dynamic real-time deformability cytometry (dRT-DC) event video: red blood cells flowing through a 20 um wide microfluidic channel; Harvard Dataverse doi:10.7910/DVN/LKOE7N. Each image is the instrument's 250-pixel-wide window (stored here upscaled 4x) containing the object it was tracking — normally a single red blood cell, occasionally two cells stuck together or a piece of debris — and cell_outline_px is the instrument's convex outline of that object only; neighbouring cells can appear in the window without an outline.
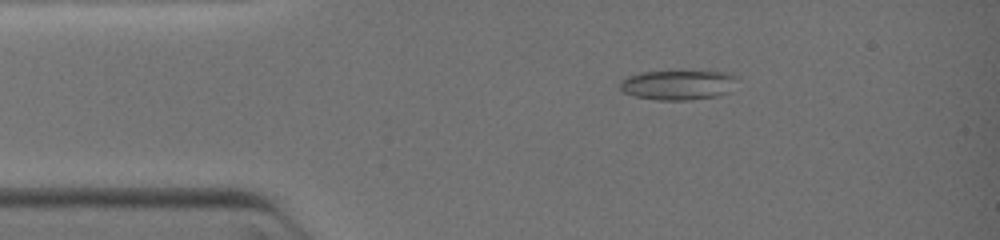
{"species": "common noctule bat (a hibernating species)", "species_latin": "Nyctalus noctula", "temperature_condition": "warm", "stored_images_in_passage": 2, "camera_frame_rate_fps": 3000, "um_per_image_px": 0.085, "animal": {"sex": "female", "body_mass_g": 19.0, "forearm_length_mm": 51.5}, "frame": {"image": 1, "passage_image": 1, "time_ms": 0.0, "image_size_px": [1000, 240], "cell_outline_px": [[740, 76], [732, 92], [716, 96], [688, 100], [656, 100], [636, 96], [624, 92], [620, 88], [620, 80], [628, 76], [640, 72], [724, 72]], "centroid_in_image_um": [57.7, 7.22], "position_along_channel_um": 27.3, "area_um2": 20.4}}